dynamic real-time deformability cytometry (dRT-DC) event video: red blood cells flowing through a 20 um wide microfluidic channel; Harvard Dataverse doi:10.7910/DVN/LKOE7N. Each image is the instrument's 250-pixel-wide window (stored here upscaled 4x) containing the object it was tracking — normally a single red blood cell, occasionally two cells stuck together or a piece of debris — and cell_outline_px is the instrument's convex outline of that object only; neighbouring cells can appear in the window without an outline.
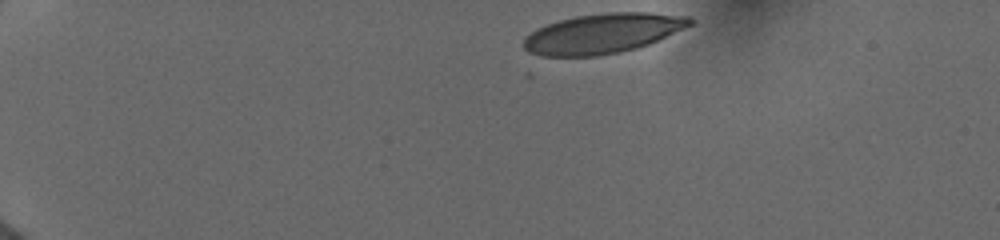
{"species": "human", "species_latin": "Homo sapiens", "temperature_condition": "cold", "stored_images_in_passage": 5, "camera_frame_rate_fps": 3000, "um_per_image_px": 0.085, "donor": {"sex": "female"}, "frame": {"image": 1, "passage_image": 1, "time_ms": 0.0, "image_size_px": [1000, 240], "cell_outline_px": [[696, 20], [692, 24], [684, 28], [648, 44], [636, 48], [620, 52], [596, 56], [540, 56], [528, 52], [524, 48], [524, 36], [536, 28], [560, 20], [576, 16], [608, 12], [648, 12], [688, 16]], "centroid_in_image_um": [51.21, 2.84], "position_along_channel_um": 33.8, "area_um2": 38.61}}
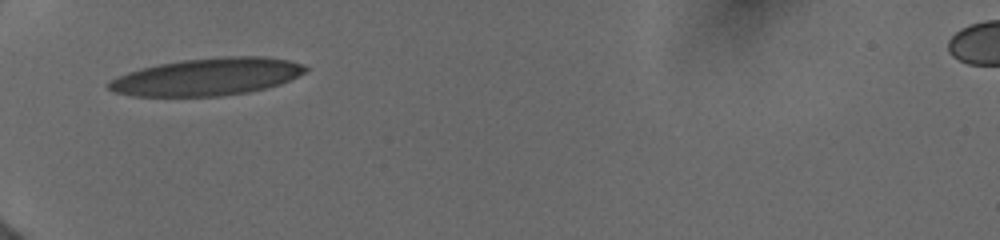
{"frame": {"image": 2, "passage_image": 4, "time_ms": 3.0, "image_size_px": [1000, 240], "cell_outline_px": [[308, 68], [304, 72], [280, 84], [248, 92], [220, 96], [132, 96], [112, 92], [108, 88], [108, 84], [112, 80], [128, 72], [140, 68], [180, 60], [224, 56], [264, 56], [288, 60], [304, 64]], "centroid_in_image_um": [17.61, 6.52], "position_along_channel_um": 67.4, "area_um2": 42.66}}
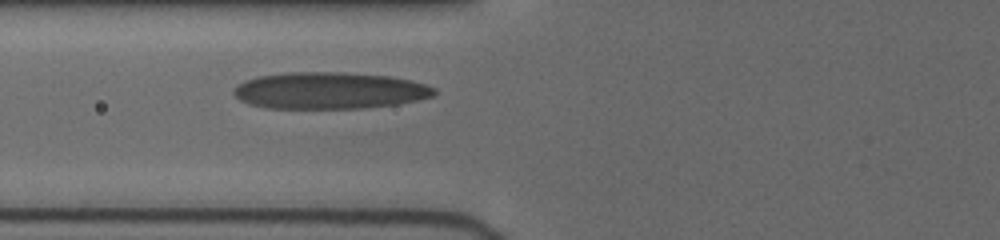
{"frame": {"image": 3, "passage_image": 5, "time_ms": 4.0, "image_size_px": [1000, 240], "cell_outline_px": [[436, 92], [432, 96], [416, 100], [396, 104], [364, 108], [268, 108], [248, 104], [240, 100], [232, 92], [232, 88], [236, 84], [244, 80], [256, 76], [288, 72], [344, 72], [388, 76], [408, 80], [424, 84], [436, 88]], "centroid_in_image_um": [27.93, 7.69], "position_along_channel_um": 97.9, "area_um2": 43.0}}